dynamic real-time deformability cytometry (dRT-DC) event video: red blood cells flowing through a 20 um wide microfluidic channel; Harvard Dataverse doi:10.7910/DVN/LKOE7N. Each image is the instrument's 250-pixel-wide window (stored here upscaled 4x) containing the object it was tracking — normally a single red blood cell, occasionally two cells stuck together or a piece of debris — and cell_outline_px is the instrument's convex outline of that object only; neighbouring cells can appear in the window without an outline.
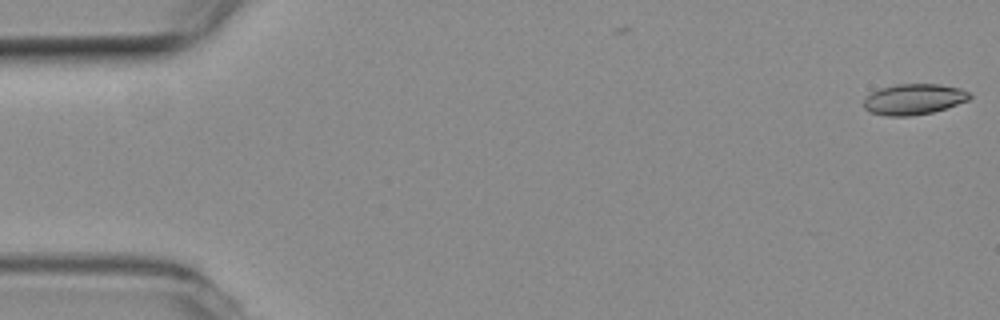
{"species": "common noctule bat (a hibernating species)", "species_latin": "Nyctalus noctula", "temperature_condition": "room temperature", "stored_images_in_passage": 11, "camera_frame_rate_fps": 3000, "um_per_image_px": 0.085, "animal": {"sex": "female", "body_mass_g": 19.3, "forearm_length_mm": 54.1}, "frame": {"image": 1, "passage_image": 1, "time_ms": 0.0, "image_size_px": [1000, 320], "cell_outline_px": [[972, 96], [968, 100], [932, 112], [912, 116], [888, 116], [872, 112], [864, 108], [864, 100], [872, 92], [880, 88], [896, 84], [940, 84], [960, 88], [968, 92]], "centroid_in_image_um": [77.67, 8.43], "position_along_channel_um": 7.3, "area_um2": 18.79}}
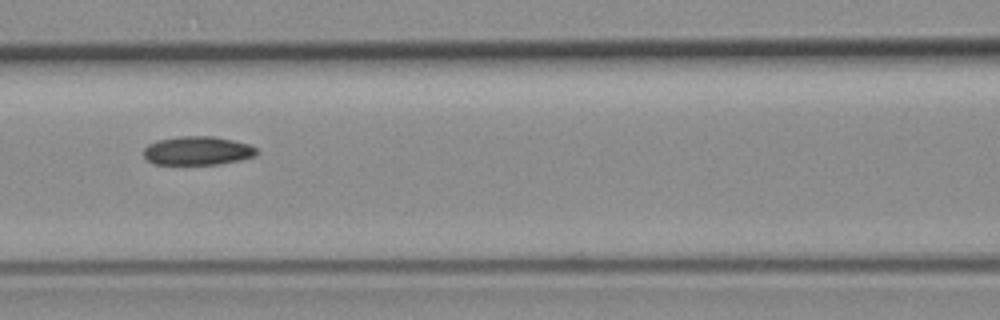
{"frame": {"image": 2, "passage_image": 7, "time_ms": 2.0, "image_size_px": [1000, 320], "cell_outline_px": [[260, 152], [252, 156], [240, 160], [216, 164], [152, 164], [144, 156], [144, 148], [148, 144], [156, 140], [180, 136], [212, 136], [232, 140], [248, 144], [256, 148]], "centroid_in_image_um": [16.76, 12.8], "position_along_channel_um": 149.8, "area_um2": 18.84}}
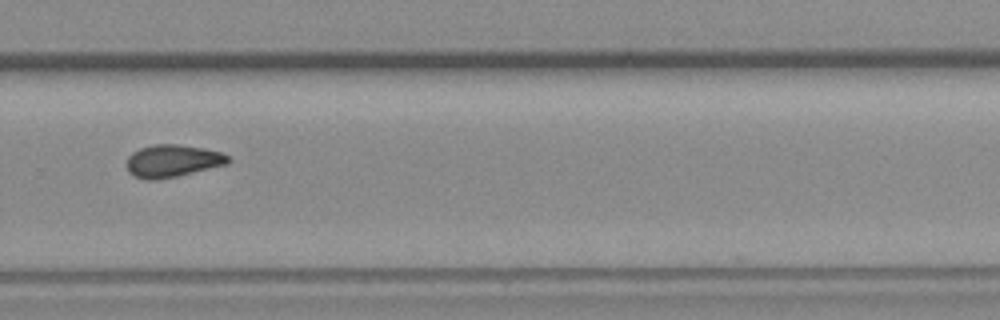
{"frame": {"image": 3, "passage_image": 11, "time_ms": 3.333, "image_size_px": [1000, 320], "cell_outline_px": [[232, 160], [228, 164], [176, 176], [156, 180], [144, 180], [128, 172], [128, 156], [132, 152], [140, 148], [152, 144], [176, 144], [204, 148], [220, 152], [228, 156]], "centroid_in_image_um": [14.67, 13.67], "position_along_channel_um": 315.1, "area_um2": 19.13}}